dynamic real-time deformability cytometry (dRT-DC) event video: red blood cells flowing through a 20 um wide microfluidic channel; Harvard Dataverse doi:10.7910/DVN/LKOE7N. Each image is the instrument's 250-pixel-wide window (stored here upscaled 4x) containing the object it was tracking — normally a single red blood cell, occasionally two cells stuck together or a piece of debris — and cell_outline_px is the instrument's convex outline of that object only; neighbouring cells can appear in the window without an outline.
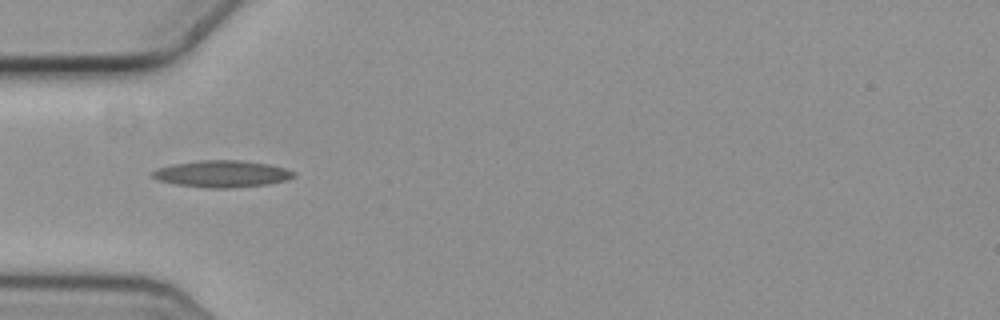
{"species": "common noctule bat (a hibernating species)", "species_latin": "Nyctalus noctula", "temperature_condition": "cold", "stored_images_in_passage": 40, "camera_frame_rate_fps": 3000, "um_per_image_px": 0.085, "animal": {"sex": "female", "body_mass_g": 19.3, "forearm_length_mm": 54.1}, "frame": {"image": 1, "passage_image": 1, "time_ms": 0.0, "image_size_px": [1000, 320], "cell_outline_px": [[296, 176], [284, 180], [268, 184], [232, 188], [208, 188], [176, 184], [160, 180], [152, 176], [152, 172], [160, 168], [176, 164], [200, 160], [240, 160], [268, 164], [284, 168], [296, 172]], "centroid_in_image_um": [18.92, 14.78], "position_along_channel_um": 66.1, "area_um2": 21.73}}
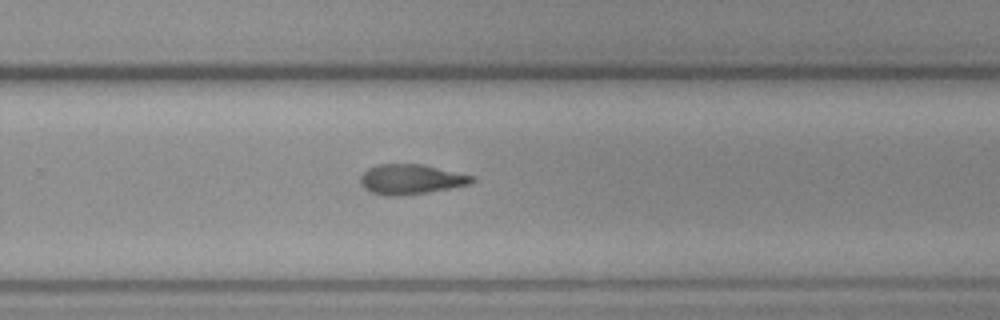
{"frame": {"image": 2, "passage_image": 20, "time_ms": 6.333, "image_size_px": [1000, 320], "cell_outline_px": [[476, 180], [472, 184], [452, 188], [428, 192], [396, 196], [384, 196], [372, 192], [364, 188], [360, 184], [360, 176], [368, 168], [376, 164], [420, 164], [476, 176]], "centroid_in_image_um": [34.95, 15.24], "position_along_channel_um": 294.9, "area_um2": 19.65}}
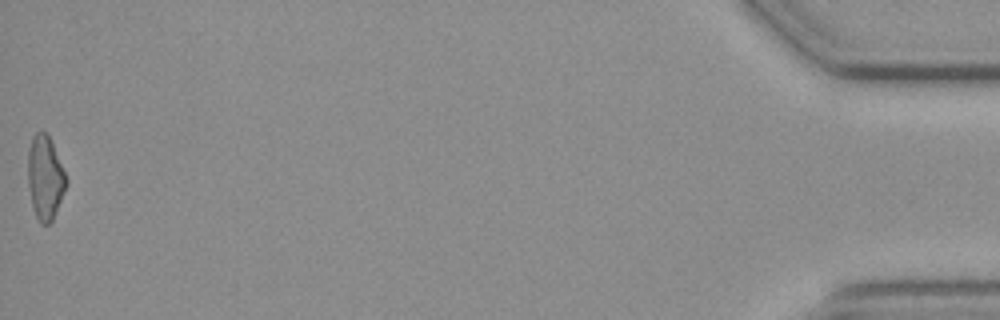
{"frame": {"image": 3, "passage_image": 40, "time_ms": 13.0, "image_size_px": [1000, 320], "cell_outline_px": [[68, 184], [52, 220], [48, 224], [40, 224], [36, 216], [32, 204], [28, 184], [28, 148], [32, 136], [36, 132], [44, 132], [48, 136], [52, 144], [68, 180]], "centroid_in_image_um": [3.83, 15.11], "position_along_channel_um": 431.4, "area_um2": 18.5}, "authors_computed_cell_mechanics": {"area_um2": 19.074, "velocity_mm_per_s": 3.6214, "shape_relaxation_time_tau1_ms": null, "shape_relaxation_time_tau2_ms": 9.8633, "deformation_change_tau1": null, "deformation_change_tau2": 0.198}}